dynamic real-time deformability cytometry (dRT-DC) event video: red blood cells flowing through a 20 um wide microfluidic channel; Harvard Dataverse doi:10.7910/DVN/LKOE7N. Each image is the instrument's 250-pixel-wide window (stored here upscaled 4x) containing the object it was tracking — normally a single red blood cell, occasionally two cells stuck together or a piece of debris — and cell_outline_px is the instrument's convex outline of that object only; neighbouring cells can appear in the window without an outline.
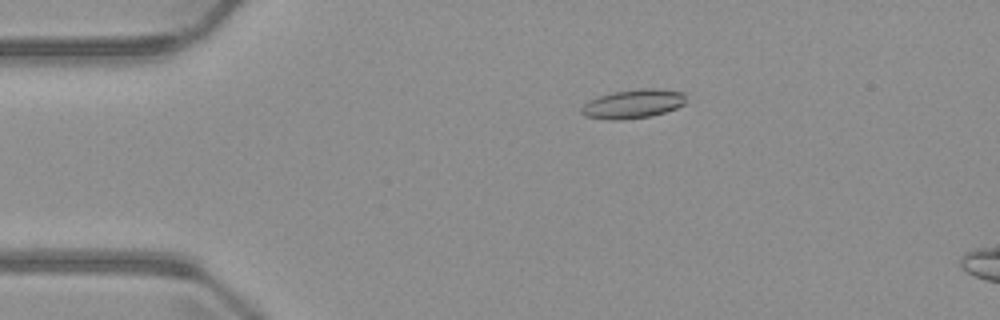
{"species": "common noctule bat (a hibernating species)", "species_latin": "Nyctalus noctula", "temperature_condition": "warm", "stored_images_in_passage": 5, "camera_frame_rate_fps": 3000, "um_per_image_px": 0.085, "animal": {"sex": "male", "body_mass_g": 23.1, "forearm_length_mm": 52.7}, "frame": {"image": 1, "passage_image": 3, "time_ms": 2.333, "image_size_px": [1000, 320], "cell_outline_px": [[688, 92], [684, 104], [676, 108], [652, 116], [620, 120], [608, 120], [584, 116], [580, 112], [580, 108], [588, 100], [600, 96], [616, 92], [640, 88], [656, 88]], "centroid_in_image_um": [53.84, 8.83], "position_along_channel_um": 31.2, "area_um2": 17.86}}